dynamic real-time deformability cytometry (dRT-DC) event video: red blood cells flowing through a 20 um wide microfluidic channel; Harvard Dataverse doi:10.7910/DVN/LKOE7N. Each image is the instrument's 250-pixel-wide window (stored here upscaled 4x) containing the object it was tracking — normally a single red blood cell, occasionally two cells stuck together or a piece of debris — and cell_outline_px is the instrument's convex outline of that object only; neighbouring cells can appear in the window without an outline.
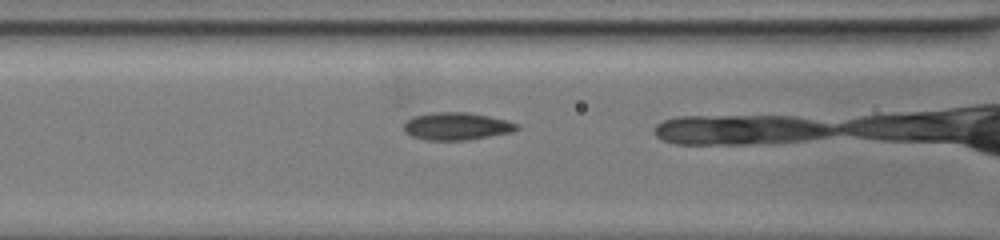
{"species": "common noctule bat (a hibernating species)", "species_latin": "Nyctalus noctula", "temperature_condition": "warm", "stored_images_in_passage": 53, "camera_frame_rate_fps": 3000, "um_per_image_px": 0.085, "animal": {"sex": "female", "body_mass_g": 19.5, "forearm_length_mm": 54.1}, "frame": {"image": 1, "passage_image": 28, "time_ms": 9.0, "image_size_px": [1000, 240], "cell_outline_px": [[520, 128], [512, 132], [468, 140], [424, 140], [412, 136], [404, 132], [404, 120], [412, 116], [432, 112], [468, 112], [508, 120], [520, 124]], "centroid_in_image_um": [38.8, 10.72], "position_along_channel_um": 127.8, "area_um2": 18.44}}
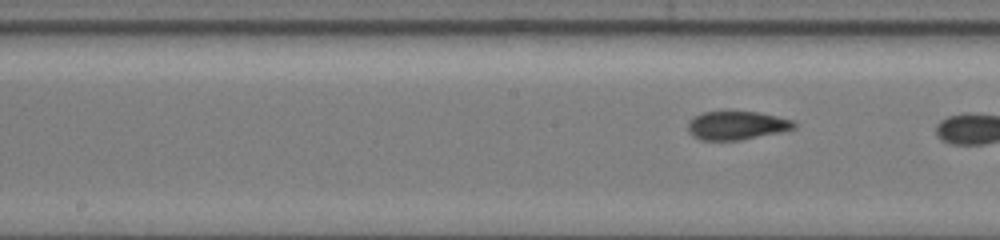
{"frame": {"image": 2, "passage_image": 34, "time_ms": 11.0, "image_size_px": [1000, 240], "cell_outline_px": [[796, 128], [780, 132], [740, 140], [700, 140], [692, 136], [688, 132], [688, 120], [692, 116], [700, 112], [760, 112], [792, 120], [796, 124]], "centroid_in_image_um": [62.57, 10.66], "position_along_channel_um": 185.6, "area_um2": 17.74}}
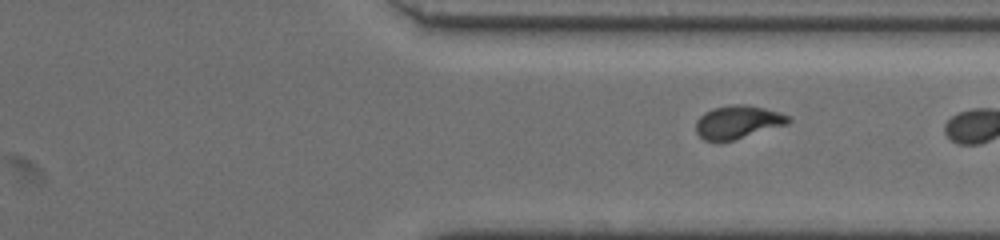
{"frame": {"image": 3, "passage_image": 51, "time_ms": 16.667, "image_size_px": [1000, 240], "cell_outline_px": [[792, 120], [788, 124], [732, 140], [704, 140], [696, 132], [696, 120], [704, 112], [712, 108], [732, 104], [744, 104], [764, 108], [780, 112], [788, 116]], "centroid_in_image_um": [62.71, 10.35], "position_along_channel_um": 348.7, "area_um2": 17.69}}